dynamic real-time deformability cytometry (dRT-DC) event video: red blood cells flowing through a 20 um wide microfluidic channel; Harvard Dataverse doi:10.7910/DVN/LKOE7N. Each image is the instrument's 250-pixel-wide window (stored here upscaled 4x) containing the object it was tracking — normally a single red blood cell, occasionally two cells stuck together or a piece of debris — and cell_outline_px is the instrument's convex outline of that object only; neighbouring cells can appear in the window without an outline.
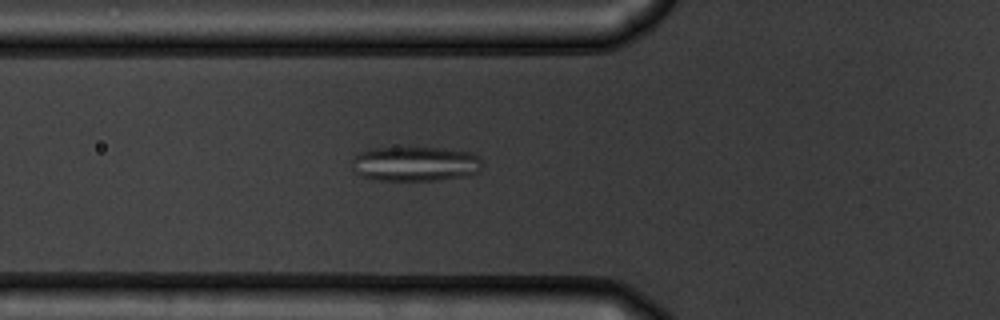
{"species": "common noctule bat (a hibernating species)", "species_latin": "Nyctalus noctula", "temperature_condition": "warm", "stored_images_in_passage": 43, "camera_frame_rate_fps": 3000, "um_per_image_px": 0.085, "animal": {"sex": "male", "body_mass_g": 19.5, "forearm_length_mm": 54.6}, "frame": {"image": 1, "passage_image": 9, "time_ms": 2.667, "image_size_px": [1000, 320], "cell_outline_px": [[484, 164], [480, 172], [468, 176], [436, 180], [376, 180], [360, 176], [352, 168], [352, 160], [360, 152], [372, 148], [440, 148], [472, 152], [484, 160]], "centroid_in_image_um": [35.36, 13.93], "position_along_channel_um": 90.4, "area_um2": 26.7}}
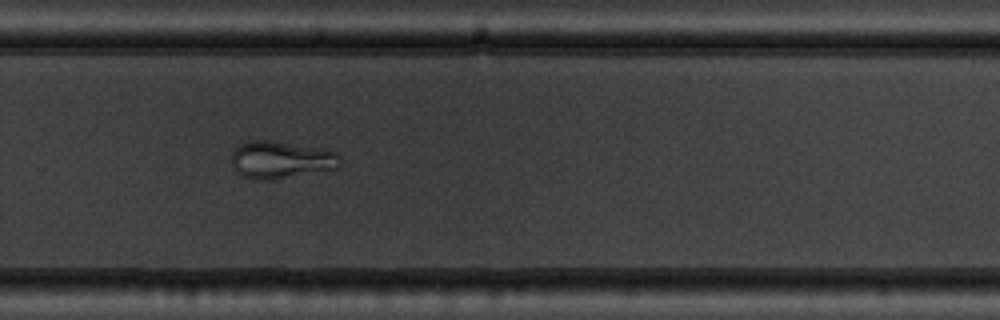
{"frame": {"image": 2, "passage_image": 26, "time_ms": 8.333, "image_size_px": [1000, 320], "cell_outline_px": [[340, 164], [336, 168], [268, 180], [256, 180], [244, 176], [236, 172], [232, 168], [232, 152], [240, 144], [248, 140], [268, 140], [324, 148], [336, 152], [340, 156]], "centroid_in_image_um": [23.85, 13.56], "position_along_channel_um": 305.9, "area_um2": 23.58}}
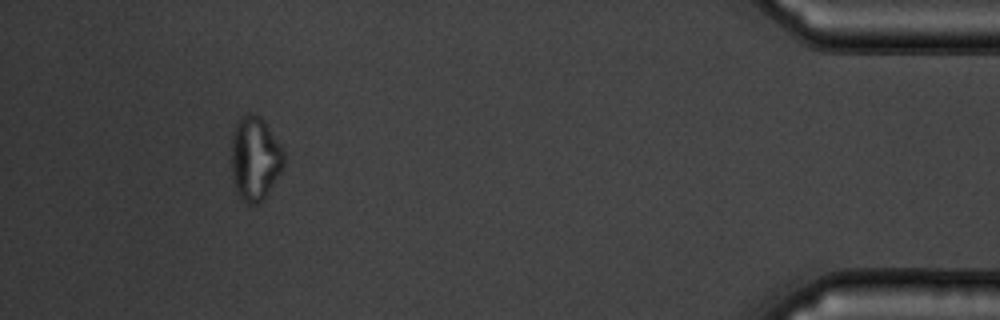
{"frame": {"image": 3, "passage_image": 39, "time_ms": 12.667, "image_size_px": [1000, 320], "cell_outline_px": [[284, 164], [280, 172], [260, 204], [248, 204], [236, 192], [232, 176], [232, 136], [236, 120], [240, 116], [248, 112], [260, 116], [264, 120], [284, 152]], "centroid_in_image_um": [21.65, 13.44], "position_along_channel_um": 413.6, "area_um2": 25.55}, "authors_computed_cell_mechanics": {"area_um2": 24.854, "velocity_mm_per_s": 3.8116, "shape_relaxation_time_tau1_ms": 6.3486, "shape_relaxation_time_tau2_ms": 1.9259, "deformation_change_tau1": 0.1225, "deformation_change_tau2": 0.0768}}